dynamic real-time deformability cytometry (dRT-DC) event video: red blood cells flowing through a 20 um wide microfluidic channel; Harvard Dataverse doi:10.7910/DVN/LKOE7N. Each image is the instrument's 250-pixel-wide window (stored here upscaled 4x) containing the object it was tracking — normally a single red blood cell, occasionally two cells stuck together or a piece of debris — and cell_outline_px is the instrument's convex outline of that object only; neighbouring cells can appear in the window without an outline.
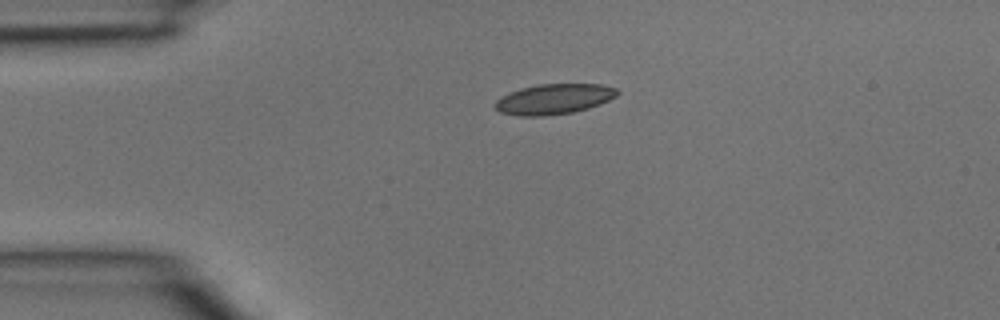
{"species": "common noctule bat (a hibernating species)", "species_latin": "Nyctalus noctula", "temperature_condition": "room temperature", "stored_images_in_passage": 2, "camera_frame_rate_fps": 3000, "um_per_image_px": 0.085, "animal": {"sex": "male", "body_mass_g": 15.6}, "frame": {"image": 1, "passage_image": 2, "time_ms": 0.333, "image_size_px": [1000, 320], "cell_outline_px": [[620, 92], [616, 96], [600, 104], [588, 108], [572, 112], [544, 116], [516, 116], [500, 112], [492, 104], [500, 96], [520, 88], [540, 84], [600, 84], [616, 88]], "centroid_in_image_um": [47.05, 8.42], "position_along_channel_um": 38.0, "area_um2": 21.68}}